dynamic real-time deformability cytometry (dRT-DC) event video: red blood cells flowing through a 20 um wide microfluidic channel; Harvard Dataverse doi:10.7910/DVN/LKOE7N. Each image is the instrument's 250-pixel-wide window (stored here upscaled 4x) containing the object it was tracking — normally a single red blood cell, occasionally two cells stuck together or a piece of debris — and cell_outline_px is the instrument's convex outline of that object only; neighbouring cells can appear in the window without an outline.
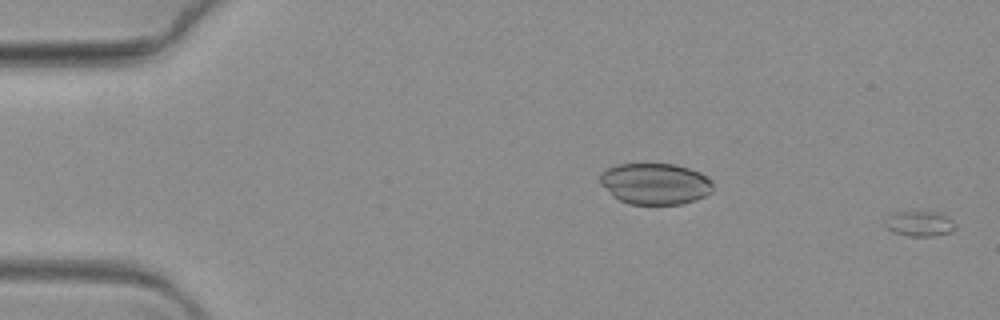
{"species": "common noctule bat (a hibernating species)", "species_latin": "Nyctalus noctula", "temperature_condition": "warm", "stored_images_in_passage": 56, "camera_frame_rate_fps": 3000, "um_per_image_px": 0.085, "animal": {"sex": "female", "body_mass_g": 19.3, "forearm_length_mm": 54.1}, "frame": {"image": 1, "passage_image": 1, "time_ms": 0.0, "image_size_px": [1000, 320], "cell_outline_px": [[956, 228], [952, 232], [932, 236], [908, 236], [896, 232], [888, 228], [884, 224], [888, 216], [892, 212], [940, 212], [952, 220], [956, 224]], "centroid_in_image_um": [78.2, 19.01], "position_along_channel_um": 6.8, "area_um2": 10.29}}
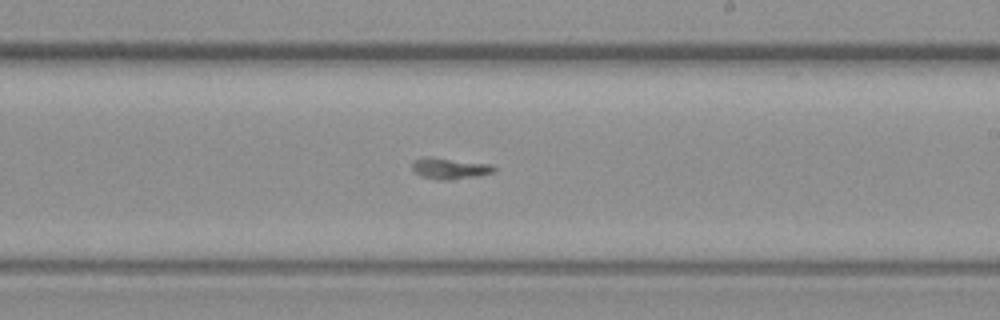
{"frame": {"image": 2, "passage_image": 41, "time_ms": 13.333, "image_size_px": [1000, 320], "cell_outline_px": [[496, 168], [492, 172], [476, 176], [452, 180], [440, 180], [420, 176], [412, 168], [412, 160], [420, 156], [432, 156], [492, 164]], "centroid_in_image_um": [38.18, 14.29], "position_along_channel_um": 250.8, "area_um2": 10.35}}
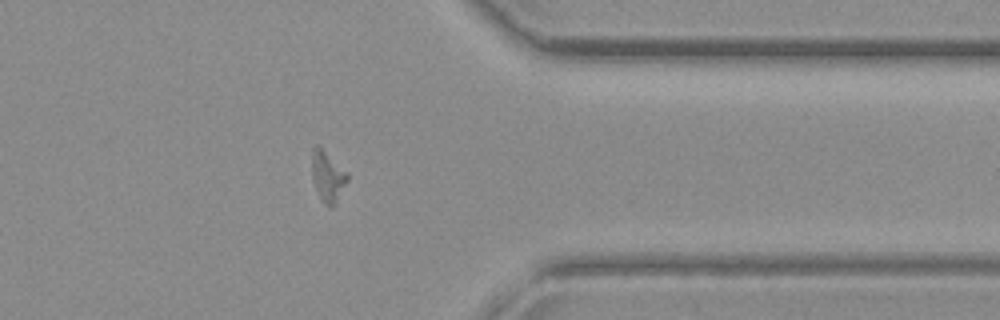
{"frame": {"image": 3, "passage_image": 55, "time_ms": 18.0, "image_size_px": [1000, 320], "cell_outline_px": [[348, 180], [332, 208], [328, 208], [324, 204], [316, 188], [312, 176], [312, 148], [316, 144], [348, 172]], "centroid_in_image_um": [27.86, 15.0], "position_along_channel_um": 383.5, "area_um2": 10.23}}